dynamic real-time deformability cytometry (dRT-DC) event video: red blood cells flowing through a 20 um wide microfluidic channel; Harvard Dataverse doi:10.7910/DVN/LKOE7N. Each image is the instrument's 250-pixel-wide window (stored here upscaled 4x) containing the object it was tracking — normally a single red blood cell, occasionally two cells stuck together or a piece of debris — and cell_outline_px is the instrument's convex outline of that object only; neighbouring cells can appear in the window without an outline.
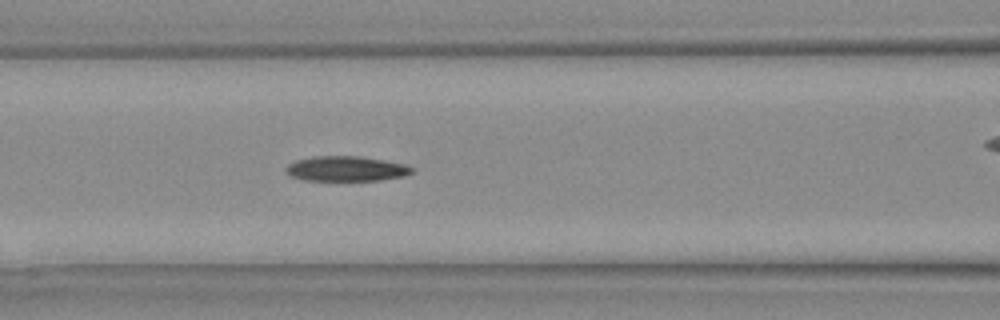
{"species": "Egyptian fruit bat (a non-hibernating species)", "species_latin": "Rousettus aegyptiacus", "temperature_condition": "warm", "stored_images_in_passage": 11, "camera_frame_rate_fps": 3000, "um_per_image_px": 0.085, "animal": {"sex": "female"}, "frame": {"image": 1, "passage_image": 8, "time_ms": 2.333, "image_size_px": [1000, 320], "cell_outline_px": [[412, 172], [404, 176], [380, 180], [304, 180], [292, 176], [284, 172], [284, 168], [288, 164], [296, 160], [312, 156], [360, 156], [384, 160], [404, 164], [412, 168]], "centroid_in_image_um": [29.37, 14.33], "position_along_channel_um": 137.2, "area_um2": 18.32}}